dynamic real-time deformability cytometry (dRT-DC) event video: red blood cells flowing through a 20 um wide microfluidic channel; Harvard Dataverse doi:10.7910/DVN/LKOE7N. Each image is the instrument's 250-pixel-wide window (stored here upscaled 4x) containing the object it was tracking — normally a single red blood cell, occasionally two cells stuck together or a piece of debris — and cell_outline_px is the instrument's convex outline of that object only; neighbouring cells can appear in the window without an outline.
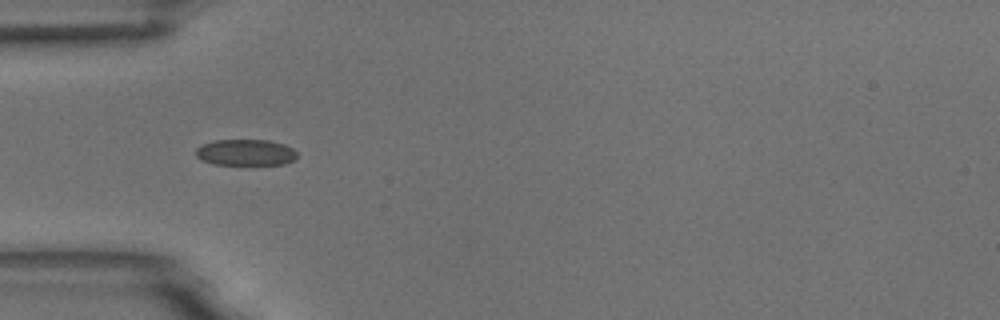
{"species": "common noctule bat (a hibernating species)", "species_latin": "Nyctalus noctula", "temperature_condition": "room temperature", "stored_images_in_passage": 5, "camera_frame_rate_fps": 3000, "um_per_image_px": 0.085, "animal": {"sex": "male", "body_mass_g": 18.8}, "frame": {"image": 1, "passage_image": 2, "time_ms": 0.333, "image_size_px": [1000, 320], "cell_outline_px": [[296, 160], [284, 164], [252, 168], [212, 164], [200, 160], [196, 156], [196, 148], [212, 140], [268, 140], [284, 144], [292, 148], [296, 152]], "centroid_in_image_um": [20.89, 13.03], "position_along_channel_um": 64.1, "area_um2": 16.53}}